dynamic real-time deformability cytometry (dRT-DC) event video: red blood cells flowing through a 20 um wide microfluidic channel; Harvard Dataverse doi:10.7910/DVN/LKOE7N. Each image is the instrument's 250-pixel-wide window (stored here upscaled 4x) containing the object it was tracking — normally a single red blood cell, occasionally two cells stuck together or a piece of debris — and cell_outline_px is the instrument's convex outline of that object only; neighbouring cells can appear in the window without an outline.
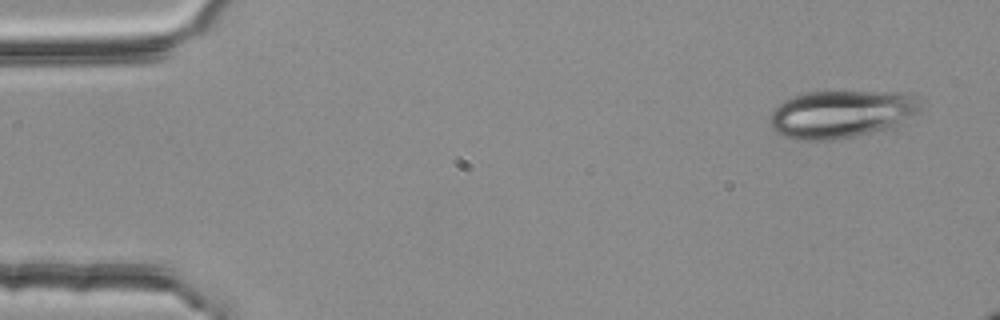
{"species": "common noctule bat (a hibernating species)", "species_latin": "Nyctalus noctula", "temperature_condition": "room temperature", "stored_images_in_passage": 14, "camera_frame_rate_fps": 3000, "um_per_image_px": 0.085, "animal": {"sex": "female", "body_mass_g": 25.1}, "frame": {"image": 1, "passage_image": 1, "time_ms": 0.0, "image_size_px": [1000, 320], "cell_outline_px": [[920, 112], [904, 124], [896, 128], [836, 140], [796, 140], [784, 136], [776, 132], [772, 128], [768, 120], [772, 112], [784, 100], [808, 92], [908, 92], [916, 96], [920, 100]], "centroid_in_image_um": [71.6, 9.71], "position_along_channel_um": 13.4, "area_um2": 42.6}}